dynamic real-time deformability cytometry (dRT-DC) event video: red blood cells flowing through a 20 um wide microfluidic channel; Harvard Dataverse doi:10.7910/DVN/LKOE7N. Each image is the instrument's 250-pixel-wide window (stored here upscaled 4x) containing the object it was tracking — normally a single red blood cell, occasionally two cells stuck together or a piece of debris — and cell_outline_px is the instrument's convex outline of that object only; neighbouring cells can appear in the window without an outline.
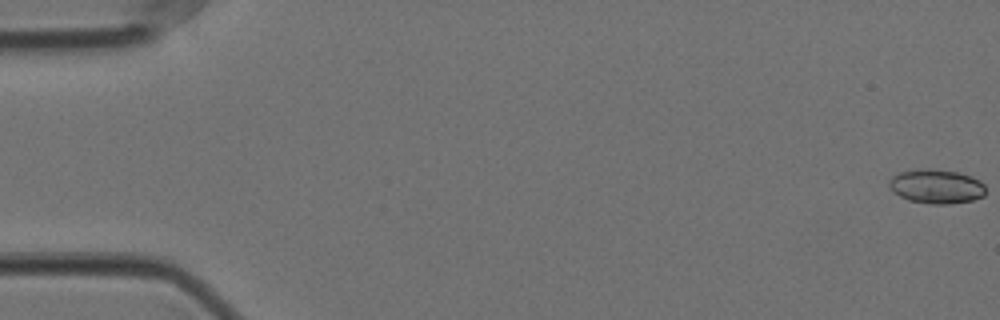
{"species": "Egyptian fruit bat (a non-hibernating species)", "species_latin": "Rousettus aegyptiacus", "temperature_condition": "cold", "stored_images_in_passage": 58, "camera_frame_rate_fps": 3000, "um_per_image_px": 0.085, "animal": {"sex": "female"}, "frame": {"image": 1, "passage_image": 1, "time_ms": 0.0, "image_size_px": [1000, 320], "cell_outline_px": [[984, 196], [972, 200], [948, 204], [932, 204], [908, 200], [892, 192], [888, 184], [888, 180], [892, 176], [900, 172], [928, 168], [956, 172], [972, 176], [980, 180], [984, 184]], "centroid_in_image_um": [79.57, 15.85], "position_along_channel_um": 5.4, "area_um2": 19.25}}
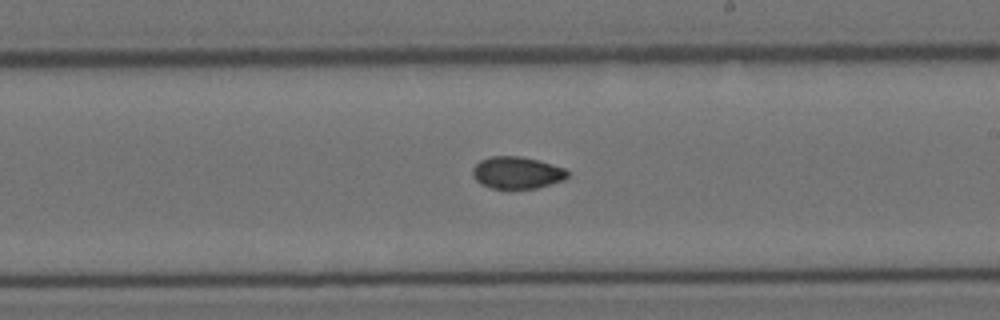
{"frame": {"image": 2, "passage_image": 34, "time_ms": 11.0, "image_size_px": [1000, 320], "cell_outline_px": [[568, 176], [564, 180], [536, 188], [492, 188], [480, 184], [472, 176], [472, 168], [480, 160], [488, 156], [520, 156], [540, 160], [564, 168], [568, 172]], "centroid_in_image_um": [43.92, 14.66], "position_along_channel_um": 245.1, "area_um2": 17.8}}
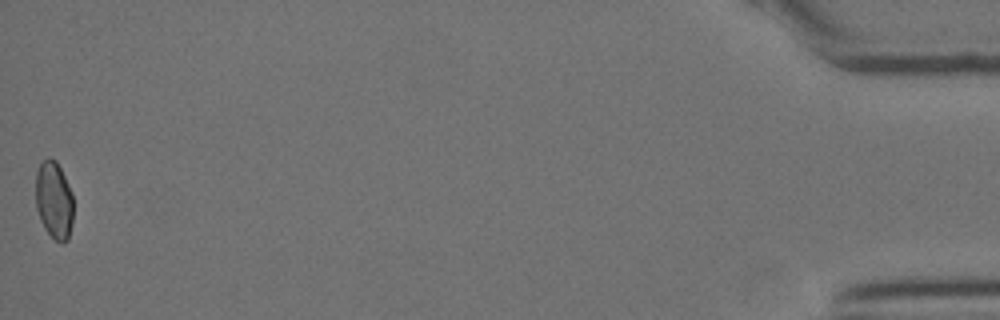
{"frame": {"image": 3, "passage_image": 58, "time_ms": 19.0, "image_size_px": [1000, 320], "cell_outline_px": [[72, 224], [68, 240], [64, 244], [60, 244], [44, 228], [40, 220], [36, 208], [36, 172], [40, 164], [48, 156], [56, 160], [72, 192]], "centroid_in_image_um": [4.59, 17.03], "position_along_channel_um": 430.6, "area_um2": 17.11}, "authors_computed_cell_mechanics": {"area_um2": 18.0336, "velocity_mm_per_s": 3.5433, "shape_relaxation_time_tau1_ms": null, "shape_relaxation_time_tau2_ms": 2.7681, "deformation_change_tau1": null, "deformation_change_tau2": 0.0517}}